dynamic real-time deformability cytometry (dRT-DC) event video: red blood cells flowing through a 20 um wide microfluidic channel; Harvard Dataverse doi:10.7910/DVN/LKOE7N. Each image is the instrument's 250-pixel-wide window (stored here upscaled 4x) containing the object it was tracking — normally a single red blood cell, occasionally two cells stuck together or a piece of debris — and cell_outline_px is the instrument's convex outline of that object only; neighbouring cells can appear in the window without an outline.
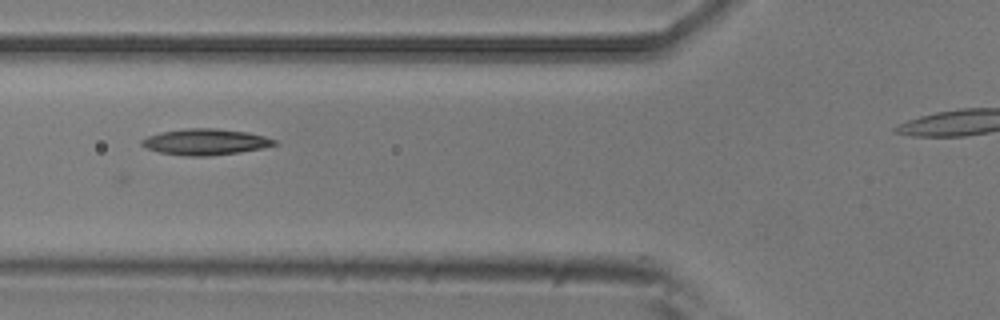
{"species": "common noctule bat (a hibernating species)", "species_latin": "Nyctalus noctula", "temperature_condition": "room temperature", "stored_images_in_passage": 11, "camera_frame_rate_fps": 3000, "um_per_image_px": 0.085, "animal": {"sex": "male", "body_mass_g": 20.5, "forearm_length_mm": 52.5}, "frame": {"image": 1, "passage_image": 6, "time_ms": 1.667, "image_size_px": [1000, 320], "cell_outline_px": [[280, 144], [240, 152], [208, 156], [188, 156], [160, 152], [144, 148], [140, 144], [140, 140], [148, 136], [160, 132], [188, 128], [216, 128], [248, 132], [264, 136], [276, 140]], "centroid_in_image_um": [17.45, 12.06], "position_along_channel_um": 108.4, "area_um2": 20.23}}
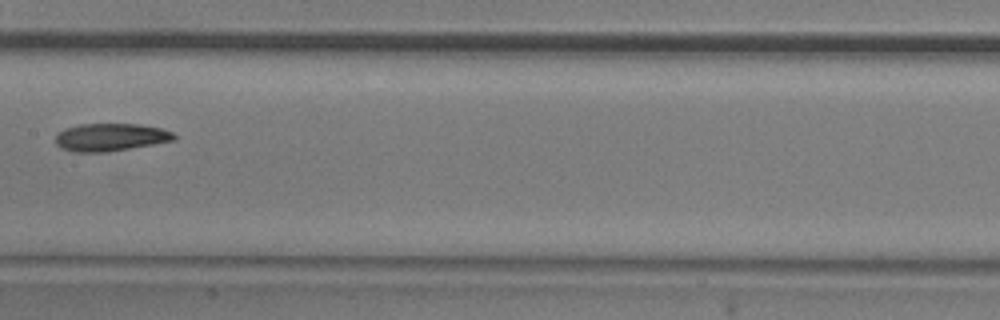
{"frame": {"image": 2, "passage_image": 8, "time_ms": 2.333, "image_size_px": [1000, 320], "cell_outline_px": [[176, 140], [104, 152], [72, 152], [60, 148], [56, 144], [56, 136], [64, 128], [80, 124], [140, 124], [160, 128], [172, 132], [176, 136]], "centroid_in_image_um": [9.37, 11.66], "position_along_channel_um": 198.0, "area_um2": 19.02}}
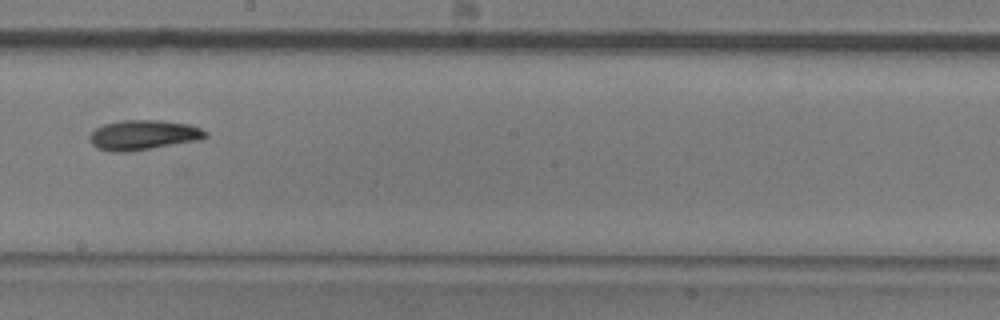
{"frame": {"image": 3, "passage_image": 9, "time_ms": 2.667, "image_size_px": [1000, 320], "cell_outline_px": [[208, 136], [200, 140], [152, 148], [124, 152], [116, 152], [100, 148], [92, 144], [88, 140], [88, 136], [96, 128], [104, 124], [124, 120], [160, 120], [188, 124], [200, 128], [208, 132]], "centroid_in_image_um": [12.2, 11.47], "position_along_channel_um": 236.0, "area_um2": 20.06}}